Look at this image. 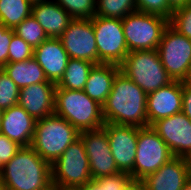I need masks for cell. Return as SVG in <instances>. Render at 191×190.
<instances>
[{
  "label": "cell",
  "mask_w": 191,
  "mask_h": 190,
  "mask_svg": "<svg viewBox=\"0 0 191 190\" xmlns=\"http://www.w3.org/2000/svg\"><path fill=\"white\" fill-rule=\"evenodd\" d=\"M13 34L12 28H7L0 23V68L9 62V44Z\"/></svg>",
  "instance_id": "d6a6232c"
},
{
  "label": "cell",
  "mask_w": 191,
  "mask_h": 190,
  "mask_svg": "<svg viewBox=\"0 0 191 190\" xmlns=\"http://www.w3.org/2000/svg\"><path fill=\"white\" fill-rule=\"evenodd\" d=\"M102 114L105 123L148 127L147 94L119 71L111 92L102 105Z\"/></svg>",
  "instance_id": "6da1fadb"
},
{
  "label": "cell",
  "mask_w": 191,
  "mask_h": 190,
  "mask_svg": "<svg viewBox=\"0 0 191 190\" xmlns=\"http://www.w3.org/2000/svg\"><path fill=\"white\" fill-rule=\"evenodd\" d=\"M2 112H3V111L0 109V124H1Z\"/></svg>",
  "instance_id": "ee69618b"
},
{
  "label": "cell",
  "mask_w": 191,
  "mask_h": 190,
  "mask_svg": "<svg viewBox=\"0 0 191 190\" xmlns=\"http://www.w3.org/2000/svg\"><path fill=\"white\" fill-rule=\"evenodd\" d=\"M120 71L146 94L173 81L162 65L157 50L130 51L120 65Z\"/></svg>",
  "instance_id": "5b68a950"
},
{
  "label": "cell",
  "mask_w": 191,
  "mask_h": 190,
  "mask_svg": "<svg viewBox=\"0 0 191 190\" xmlns=\"http://www.w3.org/2000/svg\"><path fill=\"white\" fill-rule=\"evenodd\" d=\"M182 90L183 82L172 81L147 94L148 126L160 119L182 112Z\"/></svg>",
  "instance_id": "9a60e30c"
},
{
  "label": "cell",
  "mask_w": 191,
  "mask_h": 190,
  "mask_svg": "<svg viewBox=\"0 0 191 190\" xmlns=\"http://www.w3.org/2000/svg\"><path fill=\"white\" fill-rule=\"evenodd\" d=\"M34 58L48 81L58 84L67 67L69 56L59 38H48L34 48Z\"/></svg>",
  "instance_id": "e0dca14e"
},
{
  "label": "cell",
  "mask_w": 191,
  "mask_h": 190,
  "mask_svg": "<svg viewBox=\"0 0 191 190\" xmlns=\"http://www.w3.org/2000/svg\"><path fill=\"white\" fill-rule=\"evenodd\" d=\"M31 15L44 29L48 38H59L73 20L54 0L32 4Z\"/></svg>",
  "instance_id": "ffe728a7"
},
{
  "label": "cell",
  "mask_w": 191,
  "mask_h": 190,
  "mask_svg": "<svg viewBox=\"0 0 191 190\" xmlns=\"http://www.w3.org/2000/svg\"><path fill=\"white\" fill-rule=\"evenodd\" d=\"M186 159L188 163L189 176L191 177V154Z\"/></svg>",
  "instance_id": "ab89813d"
},
{
  "label": "cell",
  "mask_w": 191,
  "mask_h": 190,
  "mask_svg": "<svg viewBox=\"0 0 191 190\" xmlns=\"http://www.w3.org/2000/svg\"><path fill=\"white\" fill-rule=\"evenodd\" d=\"M59 39L69 58L98 64V51L91 19H73Z\"/></svg>",
  "instance_id": "8fae6325"
},
{
  "label": "cell",
  "mask_w": 191,
  "mask_h": 190,
  "mask_svg": "<svg viewBox=\"0 0 191 190\" xmlns=\"http://www.w3.org/2000/svg\"><path fill=\"white\" fill-rule=\"evenodd\" d=\"M0 190H5V186H4V184L2 183L1 178H0Z\"/></svg>",
  "instance_id": "b9f144b4"
},
{
  "label": "cell",
  "mask_w": 191,
  "mask_h": 190,
  "mask_svg": "<svg viewBox=\"0 0 191 190\" xmlns=\"http://www.w3.org/2000/svg\"><path fill=\"white\" fill-rule=\"evenodd\" d=\"M42 190H64V189H62L59 185H57L55 183H51L46 188H44Z\"/></svg>",
  "instance_id": "74e56055"
},
{
  "label": "cell",
  "mask_w": 191,
  "mask_h": 190,
  "mask_svg": "<svg viewBox=\"0 0 191 190\" xmlns=\"http://www.w3.org/2000/svg\"><path fill=\"white\" fill-rule=\"evenodd\" d=\"M79 137L83 141L89 158L92 180L120 172L112 156L106 131L103 128L82 131L79 133Z\"/></svg>",
  "instance_id": "7c38bea8"
},
{
  "label": "cell",
  "mask_w": 191,
  "mask_h": 190,
  "mask_svg": "<svg viewBox=\"0 0 191 190\" xmlns=\"http://www.w3.org/2000/svg\"><path fill=\"white\" fill-rule=\"evenodd\" d=\"M131 179L130 173L118 172L91 180L76 190H121Z\"/></svg>",
  "instance_id": "4316f807"
},
{
  "label": "cell",
  "mask_w": 191,
  "mask_h": 190,
  "mask_svg": "<svg viewBox=\"0 0 191 190\" xmlns=\"http://www.w3.org/2000/svg\"><path fill=\"white\" fill-rule=\"evenodd\" d=\"M91 21L98 51V64L120 66L129 53L122 20L95 15Z\"/></svg>",
  "instance_id": "30bf717a"
},
{
  "label": "cell",
  "mask_w": 191,
  "mask_h": 190,
  "mask_svg": "<svg viewBox=\"0 0 191 190\" xmlns=\"http://www.w3.org/2000/svg\"><path fill=\"white\" fill-rule=\"evenodd\" d=\"M188 82L191 84V74H190V77L188 79Z\"/></svg>",
  "instance_id": "f6af8a7d"
},
{
  "label": "cell",
  "mask_w": 191,
  "mask_h": 190,
  "mask_svg": "<svg viewBox=\"0 0 191 190\" xmlns=\"http://www.w3.org/2000/svg\"><path fill=\"white\" fill-rule=\"evenodd\" d=\"M3 163L2 162H0V173H1V171H2V169H3Z\"/></svg>",
  "instance_id": "7bdbcfd3"
},
{
  "label": "cell",
  "mask_w": 191,
  "mask_h": 190,
  "mask_svg": "<svg viewBox=\"0 0 191 190\" xmlns=\"http://www.w3.org/2000/svg\"><path fill=\"white\" fill-rule=\"evenodd\" d=\"M189 177L187 159L174 156L143 180L147 190H181Z\"/></svg>",
  "instance_id": "d6986e66"
},
{
  "label": "cell",
  "mask_w": 191,
  "mask_h": 190,
  "mask_svg": "<svg viewBox=\"0 0 191 190\" xmlns=\"http://www.w3.org/2000/svg\"><path fill=\"white\" fill-rule=\"evenodd\" d=\"M112 156L120 172L131 173L136 157L138 127L105 123Z\"/></svg>",
  "instance_id": "5bb4252c"
},
{
  "label": "cell",
  "mask_w": 191,
  "mask_h": 190,
  "mask_svg": "<svg viewBox=\"0 0 191 190\" xmlns=\"http://www.w3.org/2000/svg\"><path fill=\"white\" fill-rule=\"evenodd\" d=\"M52 183L64 190H76L92 180L89 158L79 137L51 165Z\"/></svg>",
  "instance_id": "52a82bcc"
},
{
  "label": "cell",
  "mask_w": 191,
  "mask_h": 190,
  "mask_svg": "<svg viewBox=\"0 0 191 190\" xmlns=\"http://www.w3.org/2000/svg\"><path fill=\"white\" fill-rule=\"evenodd\" d=\"M94 65L86 60L69 58L64 75L57 86L70 90H83Z\"/></svg>",
  "instance_id": "603a6c76"
},
{
  "label": "cell",
  "mask_w": 191,
  "mask_h": 190,
  "mask_svg": "<svg viewBox=\"0 0 191 190\" xmlns=\"http://www.w3.org/2000/svg\"><path fill=\"white\" fill-rule=\"evenodd\" d=\"M182 100V112L191 120V84L188 81L183 82Z\"/></svg>",
  "instance_id": "e575fe53"
},
{
  "label": "cell",
  "mask_w": 191,
  "mask_h": 190,
  "mask_svg": "<svg viewBox=\"0 0 191 190\" xmlns=\"http://www.w3.org/2000/svg\"><path fill=\"white\" fill-rule=\"evenodd\" d=\"M73 19H91L95 16L96 0H54Z\"/></svg>",
  "instance_id": "83f0119b"
},
{
  "label": "cell",
  "mask_w": 191,
  "mask_h": 190,
  "mask_svg": "<svg viewBox=\"0 0 191 190\" xmlns=\"http://www.w3.org/2000/svg\"><path fill=\"white\" fill-rule=\"evenodd\" d=\"M13 30L17 36L21 37L33 48L39 46L43 41L48 39L44 29L32 15L25 18Z\"/></svg>",
  "instance_id": "484cf974"
},
{
  "label": "cell",
  "mask_w": 191,
  "mask_h": 190,
  "mask_svg": "<svg viewBox=\"0 0 191 190\" xmlns=\"http://www.w3.org/2000/svg\"><path fill=\"white\" fill-rule=\"evenodd\" d=\"M79 133L66 119L52 114L36 121L30 146L52 165L79 138Z\"/></svg>",
  "instance_id": "277c9868"
},
{
  "label": "cell",
  "mask_w": 191,
  "mask_h": 190,
  "mask_svg": "<svg viewBox=\"0 0 191 190\" xmlns=\"http://www.w3.org/2000/svg\"><path fill=\"white\" fill-rule=\"evenodd\" d=\"M169 24L191 40V3L173 11Z\"/></svg>",
  "instance_id": "f546056e"
},
{
  "label": "cell",
  "mask_w": 191,
  "mask_h": 190,
  "mask_svg": "<svg viewBox=\"0 0 191 190\" xmlns=\"http://www.w3.org/2000/svg\"><path fill=\"white\" fill-rule=\"evenodd\" d=\"M169 5L175 10L181 6H186L191 3V0H167Z\"/></svg>",
  "instance_id": "8d00e7d4"
},
{
  "label": "cell",
  "mask_w": 191,
  "mask_h": 190,
  "mask_svg": "<svg viewBox=\"0 0 191 190\" xmlns=\"http://www.w3.org/2000/svg\"><path fill=\"white\" fill-rule=\"evenodd\" d=\"M20 89L15 82L0 69V109L2 111L18 105Z\"/></svg>",
  "instance_id": "f1b7e54d"
},
{
  "label": "cell",
  "mask_w": 191,
  "mask_h": 190,
  "mask_svg": "<svg viewBox=\"0 0 191 190\" xmlns=\"http://www.w3.org/2000/svg\"><path fill=\"white\" fill-rule=\"evenodd\" d=\"M181 190H191V177H189Z\"/></svg>",
  "instance_id": "f35d334b"
},
{
  "label": "cell",
  "mask_w": 191,
  "mask_h": 190,
  "mask_svg": "<svg viewBox=\"0 0 191 190\" xmlns=\"http://www.w3.org/2000/svg\"><path fill=\"white\" fill-rule=\"evenodd\" d=\"M119 71L120 66L115 64H95L90 70L83 91L89 98L103 105L111 92L114 78Z\"/></svg>",
  "instance_id": "44dd1931"
},
{
  "label": "cell",
  "mask_w": 191,
  "mask_h": 190,
  "mask_svg": "<svg viewBox=\"0 0 191 190\" xmlns=\"http://www.w3.org/2000/svg\"><path fill=\"white\" fill-rule=\"evenodd\" d=\"M31 4H35V3H41V2H46V1H50V0H28Z\"/></svg>",
  "instance_id": "60d3db41"
},
{
  "label": "cell",
  "mask_w": 191,
  "mask_h": 190,
  "mask_svg": "<svg viewBox=\"0 0 191 190\" xmlns=\"http://www.w3.org/2000/svg\"><path fill=\"white\" fill-rule=\"evenodd\" d=\"M21 147L18 143L0 133V162L8 163Z\"/></svg>",
  "instance_id": "836d02e7"
},
{
  "label": "cell",
  "mask_w": 191,
  "mask_h": 190,
  "mask_svg": "<svg viewBox=\"0 0 191 190\" xmlns=\"http://www.w3.org/2000/svg\"><path fill=\"white\" fill-rule=\"evenodd\" d=\"M173 157L167 144L151 126L138 127L136 157L133 171L130 173L132 179H145Z\"/></svg>",
  "instance_id": "9c48e42d"
},
{
  "label": "cell",
  "mask_w": 191,
  "mask_h": 190,
  "mask_svg": "<svg viewBox=\"0 0 191 190\" xmlns=\"http://www.w3.org/2000/svg\"><path fill=\"white\" fill-rule=\"evenodd\" d=\"M36 120L21 106L15 105L2 112L0 133L22 147L31 145Z\"/></svg>",
  "instance_id": "ac0fdd59"
},
{
  "label": "cell",
  "mask_w": 191,
  "mask_h": 190,
  "mask_svg": "<svg viewBox=\"0 0 191 190\" xmlns=\"http://www.w3.org/2000/svg\"><path fill=\"white\" fill-rule=\"evenodd\" d=\"M2 69L19 89L32 84L50 82L34 57L20 62H8Z\"/></svg>",
  "instance_id": "7402d4cb"
},
{
  "label": "cell",
  "mask_w": 191,
  "mask_h": 190,
  "mask_svg": "<svg viewBox=\"0 0 191 190\" xmlns=\"http://www.w3.org/2000/svg\"><path fill=\"white\" fill-rule=\"evenodd\" d=\"M56 84H32L19 91L18 105L36 121L54 114Z\"/></svg>",
  "instance_id": "2e32d148"
},
{
  "label": "cell",
  "mask_w": 191,
  "mask_h": 190,
  "mask_svg": "<svg viewBox=\"0 0 191 190\" xmlns=\"http://www.w3.org/2000/svg\"><path fill=\"white\" fill-rule=\"evenodd\" d=\"M32 13L28 0H0V23L14 29Z\"/></svg>",
  "instance_id": "cb8c5ba5"
},
{
  "label": "cell",
  "mask_w": 191,
  "mask_h": 190,
  "mask_svg": "<svg viewBox=\"0 0 191 190\" xmlns=\"http://www.w3.org/2000/svg\"><path fill=\"white\" fill-rule=\"evenodd\" d=\"M151 128L167 144L173 156L187 158L191 154V120L183 112L160 119Z\"/></svg>",
  "instance_id": "4fadbf2b"
},
{
  "label": "cell",
  "mask_w": 191,
  "mask_h": 190,
  "mask_svg": "<svg viewBox=\"0 0 191 190\" xmlns=\"http://www.w3.org/2000/svg\"><path fill=\"white\" fill-rule=\"evenodd\" d=\"M162 65L173 81H188L191 74V40L170 24L163 31L157 47Z\"/></svg>",
  "instance_id": "ba28073f"
},
{
  "label": "cell",
  "mask_w": 191,
  "mask_h": 190,
  "mask_svg": "<svg viewBox=\"0 0 191 190\" xmlns=\"http://www.w3.org/2000/svg\"><path fill=\"white\" fill-rule=\"evenodd\" d=\"M0 178L5 190H42L52 183L51 164L31 147H21L3 165Z\"/></svg>",
  "instance_id": "7a4b0ae2"
},
{
  "label": "cell",
  "mask_w": 191,
  "mask_h": 190,
  "mask_svg": "<svg viewBox=\"0 0 191 190\" xmlns=\"http://www.w3.org/2000/svg\"><path fill=\"white\" fill-rule=\"evenodd\" d=\"M137 11L136 0H96L95 15L104 18L123 19Z\"/></svg>",
  "instance_id": "d4e9b609"
},
{
  "label": "cell",
  "mask_w": 191,
  "mask_h": 190,
  "mask_svg": "<svg viewBox=\"0 0 191 190\" xmlns=\"http://www.w3.org/2000/svg\"><path fill=\"white\" fill-rule=\"evenodd\" d=\"M34 57V48L15 33L9 44V62H20Z\"/></svg>",
  "instance_id": "4dcf8cb0"
},
{
  "label": "cell",
  "mask_w": 191,
  "mask_h": 190,
  "mask_svg": "<svg viewBox=\"0 0 191 190\" xmlns=\"http://www.w3.org/2000/svg\"><path fill=\"white\" fill-rule=\"evenodd\" d=\"M121 190H147L144 180L131 179Z\"/></svg>",
  "instance_id": "d590c367"
},
{
  "label": "cell",
  "mask_w": 191,
  "mask_h": 190,
  "mask_svg": "<svg viewBox=\"0 0 191 190\" xmlns=\"http://www.w3.org/2000/svg\"><path fill=\"white\" fill-rule=\"evenodd\" d=\"M137 11L157 14L171 19L174 9L167 0H136Z\"/></svg>",
  "instance_id": "1f68e13d"
},
{
  "label": "cell",
  "mask_w": 191,
  "mask_h": 190,
  "mask_svg": "<svg viewBox=\"0 0 191 190\" xmlns=\"http://www.w3.org/2000/svg\"><path fill=\"white\" fill-rule=\"evenodd\" d=\"M54 114L66 119L79 132L104 126L102 105L83 90H70L56 85Z\"/></svg>",
  "instance_id": "3957f363"
},
{
  "label": "cell",
  "mask_w": 191,
  "mask_h": 190,
  "mask_svg": "<svg viewBox=\"0 0 191 190\" xmlns=\"http://www.w3.org/2000/svg\"><path fill=\"white\" fill-rule=\"evenodd\" d=\"M169 19L135 11L122 19L128 51L157 50Z\"/></svg>",
  "instance_id": "8992f818"
}]
</instances>
